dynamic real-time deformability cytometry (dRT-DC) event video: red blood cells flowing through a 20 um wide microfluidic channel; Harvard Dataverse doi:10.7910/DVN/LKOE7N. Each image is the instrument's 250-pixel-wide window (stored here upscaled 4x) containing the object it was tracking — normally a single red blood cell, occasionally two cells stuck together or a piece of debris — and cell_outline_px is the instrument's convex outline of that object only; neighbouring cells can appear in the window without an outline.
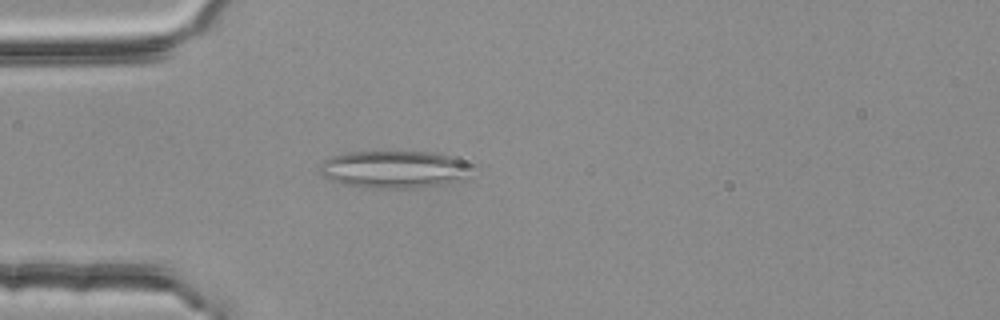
{"species": "common noctule bat (a hibernating species)", "species_latin": "Nyctalus noctula", "temperature_condition": "room temperature", "stored_images_in_passage": 4, "camera_frame_rate_fps": 3000, "um_per_image_px": 0.085, "animal": {"sex": "female", "body_mass_g": 25.1}, "frame": {"image": 1, "passage_image": 4, "time_ms": 1.0, "image_size_px": [1000, 320], "cell_outline_px": [[476, 164], [468, 180], [444, 184], [416, 188], [372, 188], [344, 184], [320, 176], [320, 164], [324, 160], [332, 156], [348, 152], [432, 152], [452, 156]], "centroid_in_image_um": [33.63, 14.4], "position_along_channel_um": 51.4, "area_um2": 33.87}}